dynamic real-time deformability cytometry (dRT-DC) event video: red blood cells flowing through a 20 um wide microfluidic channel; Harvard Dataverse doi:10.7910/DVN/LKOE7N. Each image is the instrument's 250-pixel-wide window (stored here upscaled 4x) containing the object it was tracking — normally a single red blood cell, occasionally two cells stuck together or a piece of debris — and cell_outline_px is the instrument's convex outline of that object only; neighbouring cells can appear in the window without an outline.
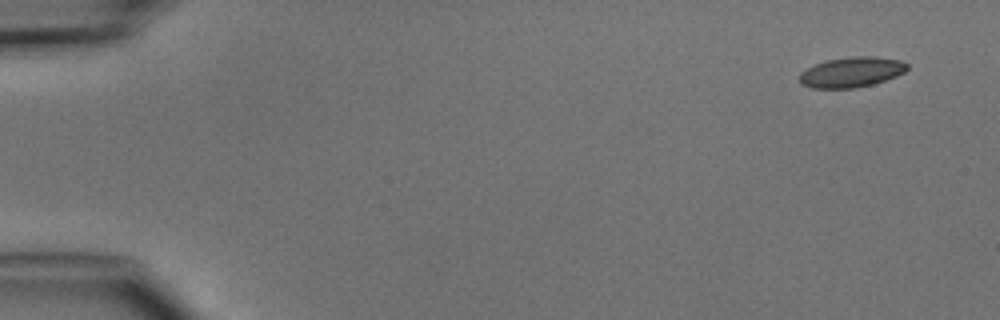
{"species": "common noctule bat (a hibernating species)", "species_latin": "Nyctalus noctula", "temperature_condition": "cold", "stored_images_in_passage": 6, "segment_of_instrument_passage": [1, 2], "camera_frame_rate_fps": 3000, "um_per_image_px": 0.085, "animal": {"sex": "male", "body_mass_g": 15.6}, "frame": {"image": 1, "passage_image": 1, "time_ms": 0.0, "image_size_px": [1000, 320], "cell_outline_px": [[908, 68], [904, 72], [896, 76], [872, 84], [856, 88], [812, 88], [800, 84], [800, 72], [816, 64], [828, 60], [848, 56], [876, 56], [900, 60], [908, 64]], "centroid_in_image_um": [72.38, 6.12], "position_along_channel_um": 12.6, "area_um2": 18.96}}
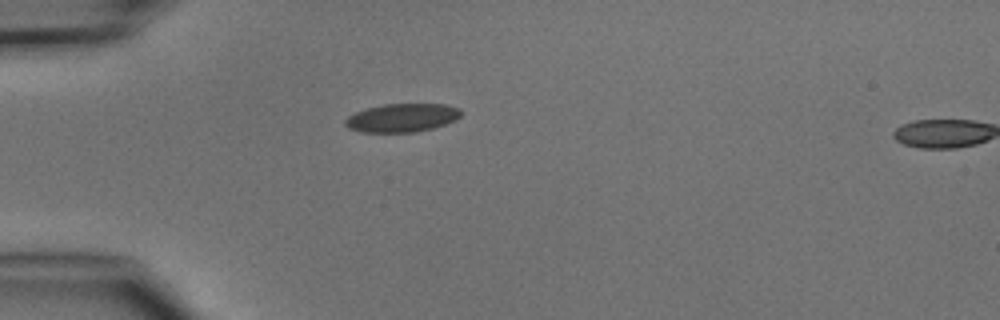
{"frame": {"image": 2, "passage_image": 4, "time_ms": 3.667, "image_size_px": [1000, 320], "cell_outline_px": [[460, 116], [456, 120], [432, 128], [416, 132], [360, 132], [348, 128], [344, 124], [344, 120], [348, 116], [356, 112], [368, 108], [384, 104], [444, 104], [460, 108]], "centroid_in_image_um": [34.15, 10.01], "position_along_channel_um": 50.8, "area_um2": 19.13}}